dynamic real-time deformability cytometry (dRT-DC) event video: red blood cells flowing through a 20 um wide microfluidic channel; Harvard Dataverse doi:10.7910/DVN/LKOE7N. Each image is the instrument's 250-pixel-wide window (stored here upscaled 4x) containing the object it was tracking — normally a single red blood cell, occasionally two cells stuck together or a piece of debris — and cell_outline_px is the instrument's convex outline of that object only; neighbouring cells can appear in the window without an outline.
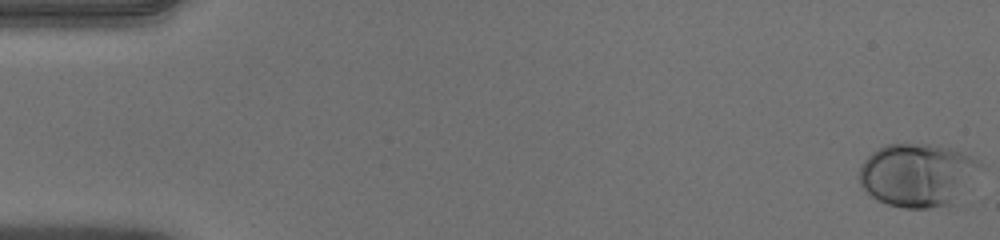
{"species": "human", "species_latin": "Homo sapiens", "temperature_condition": "warm", "stored_images_in_passage": 53, "camera_frame_rate_fps": 3000, "um_per_image_px": 0.085, "donor": {"sex": "male"}, "frame": {"image": 1, "passage_image": 1, "time_ms": 0.0, "image_size_px": [1000, 240], "cell_outline_px": [[984, 168], [948, 204], [928, 208], [904, 208], [888, 204], [872, 196], [860, 184], [860, 164], [872, 152], [888, 144], [928, 144], [948, 148], [972, 156], [980, 160], [984, 164]], "centroid_in_image_um": [77.99, 14.84], "position_along_channel_um": 7.0, "area_um2": 43.93}}
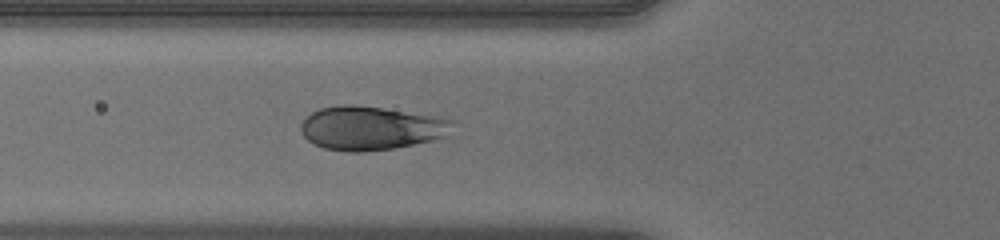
{"frame": {"image": 2, "passage_image": 20, "time_ms": 6.333, "image_size_px": [1000, 240], "cell_outline_px": [[452, 120], [444, 136], [432, 140], [396, 148], [360, 152], [348, 152], [324, 148], [308, 140], [300, 132], [300, 124], [312, 112], [320, 108], [344, 104], [352, 104], [384, 108], [440, 116]], "centroid_in_image_um": [31.48, 10.88], "position_along_channel_um": 94.3, "area_um2": 38.49}}
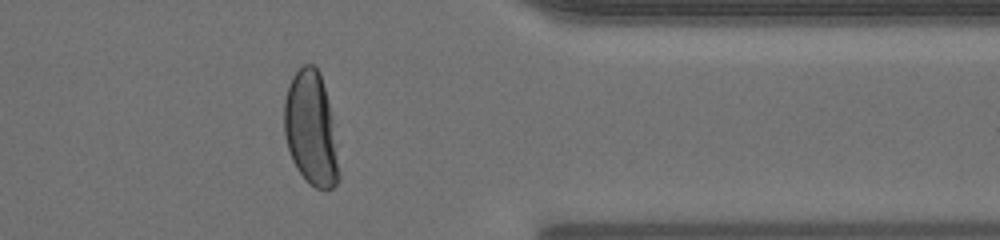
{"frame": {"image": 3, "passage_image": 43, "time_ms": 14.0, "image_size_px": [1000, 240], "cell_outline_px": [[340, 176], [336, 184], [332, 188], [316, 188], [308, 184], [304, 180], [296, 168], [292, 160], [284, 136], [284, 100], [288, 84], [292, 76], [304, 64], [316, 64], [320, 72], [328, 100], [332, 120], [336, 144]], "centroid_in_image_um": [26.42, 10.94], "position_along_channel_um": 385.0, "area_um2": 36.53}, "authors_computed_cell_mechanics": {"area_um2": 40.171, "velocity_mm_per_s": 3.9491, "shape_relaxation_time_tau1_ms": 2.6207, "shape_relaxation_time_tau2_ms": null, "deformation_change_tau1": 0.1992, "deformation_change_tau2": null}}